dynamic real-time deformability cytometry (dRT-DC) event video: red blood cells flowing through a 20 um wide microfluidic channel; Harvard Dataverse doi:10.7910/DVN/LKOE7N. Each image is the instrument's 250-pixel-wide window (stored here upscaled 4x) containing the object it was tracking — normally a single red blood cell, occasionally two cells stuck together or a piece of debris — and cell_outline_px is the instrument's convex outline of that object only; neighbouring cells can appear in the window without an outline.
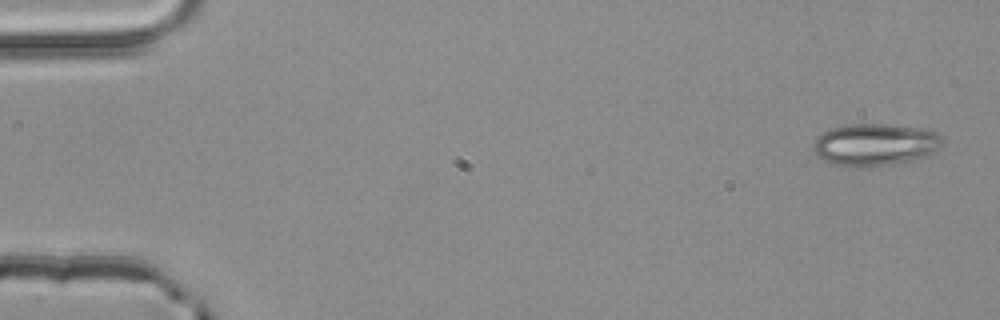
{"species": "common noctule bat (a hibernating species)", "species_latin": "Nyctalus noctula", "temperature_condition": "room temperature", "stored_images_in_passage": 4, "camera_frame_rate_fps": 3000, "um_per_image_px": 0.085, "animal": {"sex": "male", "body_mass_g": 20.4}, "frame": {"image": 1, "passage_image": 1, "time_ms": 0.0, "image_size_px": [1000, 320], "cell_outline_px": [[944, 140], [932, 152], [924, 156], [888, 164], [856, 168], [832, 164], [816, 156], [812, 148], [812, 144], [816, 136], [832, 128], [852, 124], [892, 124], [924, 128], [936, 132]], "centroid_in_image_um": [74.3, 12.28], "position_along_channel_um": 10.7, "area_um2": 31.62}}
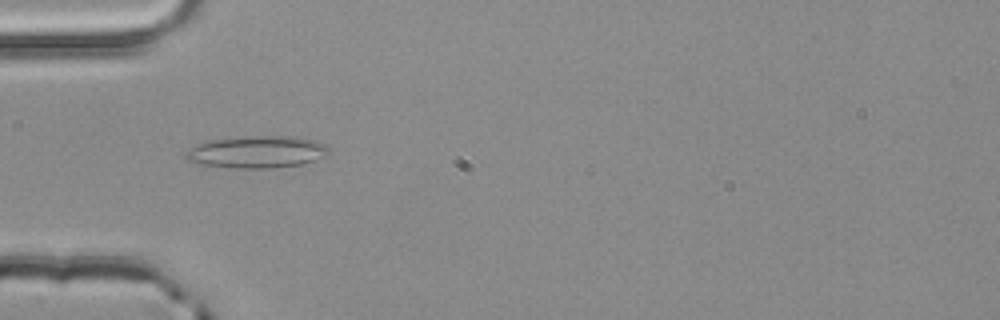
{"frame": {"image": 2, "passage_image": 4, "time_ms": 1.0, "image_size_px": [1000, 320], "cell_outline_px": [[328, 152], [324, 156], [304, 164], [272, 168], [236, 168], [204, 164], [188, 160], [184, 156], [192, 148], [208, 140], [248, 136], [304, 136], [316, 140], [324, 144], [328, 148]], "centroid_in_image_um": [21.92, 12.9], "position_along_channel_um": 63.1, "area_um2": 26.59}}